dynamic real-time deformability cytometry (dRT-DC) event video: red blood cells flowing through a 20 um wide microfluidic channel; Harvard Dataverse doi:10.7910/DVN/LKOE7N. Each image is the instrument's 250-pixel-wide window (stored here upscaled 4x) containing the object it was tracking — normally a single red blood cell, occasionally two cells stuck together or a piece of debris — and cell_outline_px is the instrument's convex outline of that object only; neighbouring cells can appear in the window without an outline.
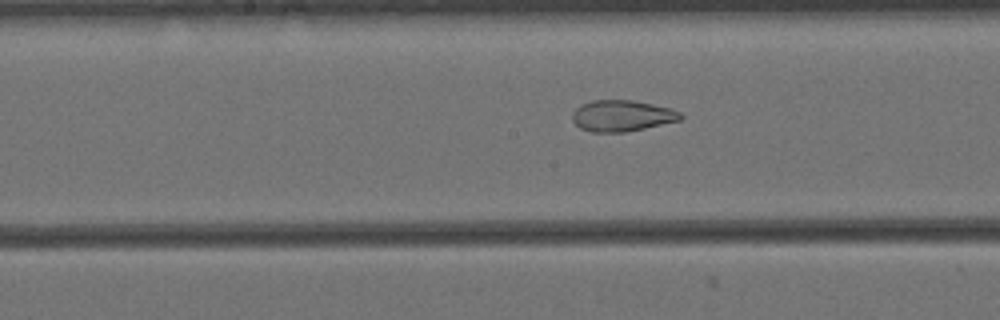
{"species": "Egyptian fruit bat (a non-hibernating species)", "species_latin": "Rousettus aegyptiacus", "temperature_condition": "cold", "stored_images_in_passage": 42, "camera_frame_rate_fps": 3000, "um_per_image_px": 0.085, "animal": {"sex": "female"}, "frame": {"image": 1, "passage_image": 13, "time_ms": 4.0, "image_size_px": [1000, 320], "cell_outline_px": [[684, 116], [680, 120], [628, 132], [592, 132], [580, 128], [572, 120], [572, 112], [580, 104], [592, 100], [632, 100], [672, 108], [680, 112]], "centroid_in_image_um": [52.86, 9.84], "position_along_channel_um": 195.3, "area_um2": 19.83}}
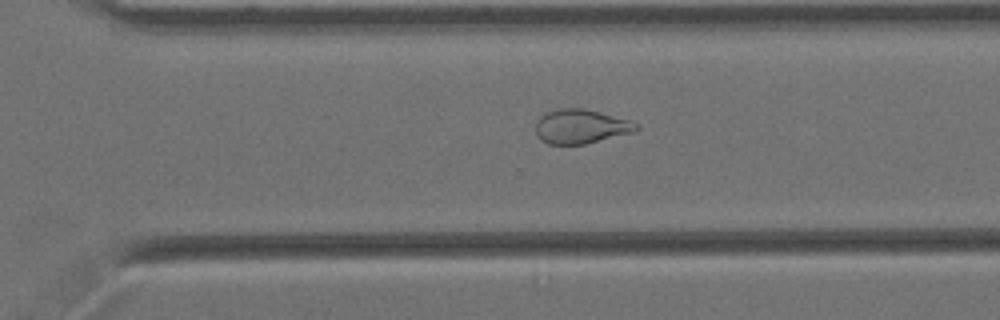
{"frame": {"image": 2, "passage_image": 24, "time_ms": 7.667, "image_size_px": [1000, 320], "cell_outline_px": [[640, 128], [636, 132], [584, 144], [548, 144], [540, 140], [536, 136], [536, 120], [540, 116], [548, 112], [560, 108], [584, 108], [600, 112], [628, 120], [640, 124]], "centroid_in_image_um": [49.38, 10.75], "position_along_channel_um": 321.2, "area_um2": 20.23}}
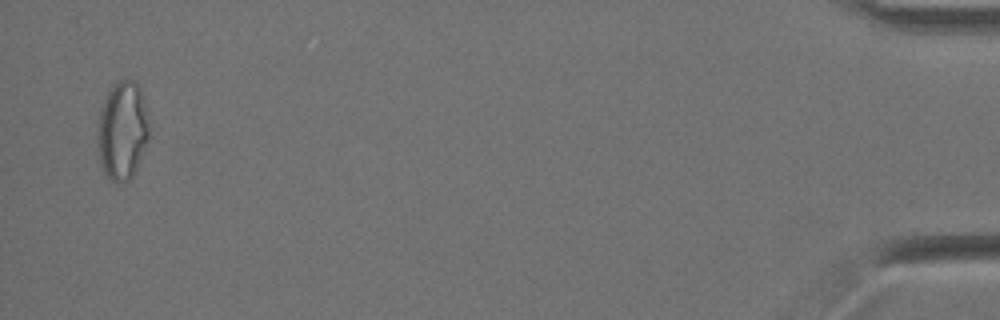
{"frame": {"image": 3, "passage_image": 41, "time_ms": 13.333, "image_size_px": [1000, 320], "cell_outline_px": [[148, 140], [136, 168], [132, 176], [128, 180], [116, 184], [104, 172], [96, 148], [96, 124], [104, 100], [112, 84], [120, 80], [132, 80], [140, 88], [144, 104], [148, 124]], "centroid_in_image_um": [10.35, 11.11], "position_along_channel_um": 424.8, "area_um2": 29.54}, "authors_computed_cell_mechanics": {"area_um2": 22.2819, "velocity_mm_per_s": 3.4541, "shape_relaxation_time_tau1_ms": null, "shape_relaxation_time_tau2_ms": 1.8057, "deformation_change_tau1": null, "deformation_change_tau2": 0.0892}}